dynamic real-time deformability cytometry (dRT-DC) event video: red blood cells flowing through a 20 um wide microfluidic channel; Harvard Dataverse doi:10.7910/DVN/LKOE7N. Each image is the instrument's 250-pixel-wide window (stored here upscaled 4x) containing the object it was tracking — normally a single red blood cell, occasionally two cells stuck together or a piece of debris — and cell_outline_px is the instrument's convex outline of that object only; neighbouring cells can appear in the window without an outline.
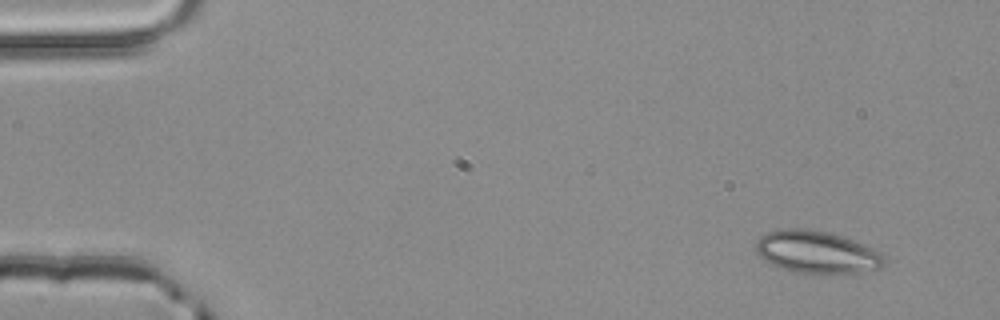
{"species": "common noctule bat (a hibernating species)", "species_latin": "Nyctalus noctula", "temperature_condition": "room temperature", "stored_images_in_passage": 3, "camera_frame_rate_fps": 3000, "um_per_image_px": 0.085, "animal": {"sex": "male", "body_mass_g": 20.4}, "frame": {"image": 1, "passage_image": 1, "time_ms": 0.0, "image_size_px": [1000, 320], "cell_outline_px": [[884, 268], [860, 272], [792, 272], [780, 268], [764, 260], [756, 252], [756, 240], [760, 236], [768, 232], [780, 228], [804, 228], [828, 232], [852, 240], [880, 252], [884, 256]], "centroid_in_image_um": [69.39, 21.41], "position_along_channel_um": 15.6, "area_um2": 31.39}}